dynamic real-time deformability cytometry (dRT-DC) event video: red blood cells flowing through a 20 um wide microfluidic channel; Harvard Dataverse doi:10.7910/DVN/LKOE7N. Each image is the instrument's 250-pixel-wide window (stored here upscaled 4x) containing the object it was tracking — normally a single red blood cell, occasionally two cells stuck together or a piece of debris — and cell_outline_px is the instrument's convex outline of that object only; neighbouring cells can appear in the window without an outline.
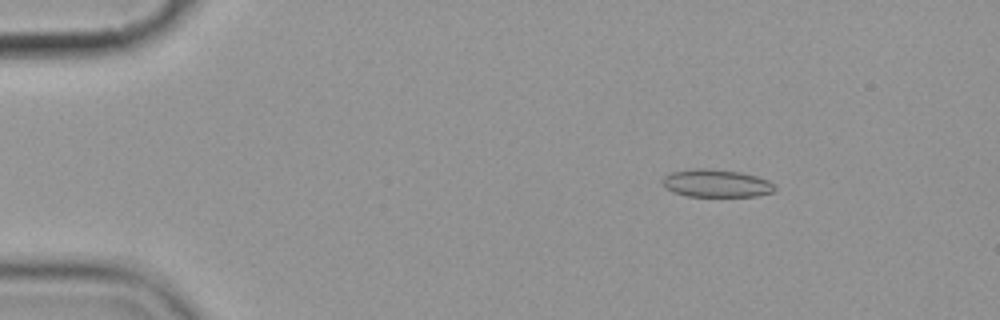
{"species": "common noctule bat (a hibernating species)", "species_latin": "Nyctalus noctula", "temperature_condition": "cold", "stored_images_in_passage": 6, "camera_frame_rate_fps": 3000, "um_per_image_px": 0.085, "animal": {"sex": "female", "body_mass_g": 19.9}, "frame": {"image": 1, "passage_image": 3, "time_ms": 2.333, "image_size_px": [1000, 320], "cell_outline_px": [[776, 188], [772, 192], [756, 196], [688, 196], [672, 192], [664, 188], [660, 180], [664, 176], [672, 172], [692, 168], [708, 168], [740, 172], [756, 176], [768, 180], [776, 184]], "centroid_in_image_um": [60.85, 15.57], "position_along_channel_um": 24.1, "area_um2": 18.38}}
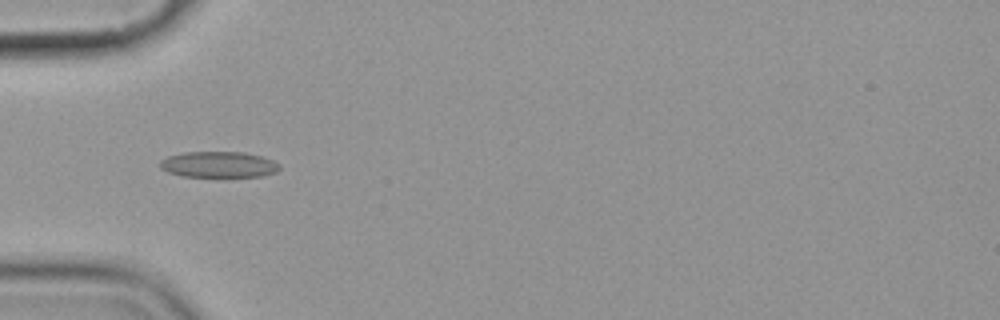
{"frame": {"image": 2, "passage_image": 6, "time_ms": 5.667, "image_size_px": [1000, 320], "cell_outline_px": [[280, 168], [276, 172], [260, 176], [184, 176], [168, 172], [160, 168], [160, 160], [168, 156], [184, 152], [244, 152], [260, 156], [272, 160], [280, 164]], "centroid_in_image_um": [18.58, 13.97], "position_along_channel_um": 66.4, "area_um2": 17.92}}